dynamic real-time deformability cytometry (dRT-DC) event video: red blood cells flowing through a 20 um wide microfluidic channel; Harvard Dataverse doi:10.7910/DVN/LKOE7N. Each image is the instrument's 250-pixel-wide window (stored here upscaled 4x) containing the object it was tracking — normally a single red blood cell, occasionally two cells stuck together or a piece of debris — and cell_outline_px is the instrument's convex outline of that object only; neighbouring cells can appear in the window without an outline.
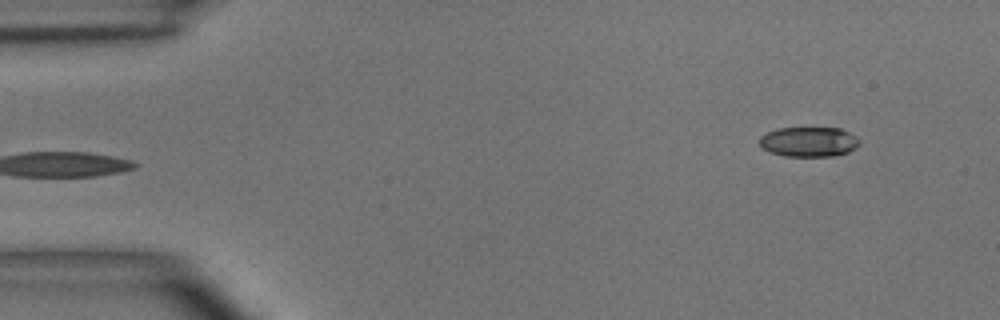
{"species": "common noctule bat (a hibernating species)", "species_latin": "Nyctalus noctula", "temperature_condition": "room temperature", "stored_images_in_passage": 4, "camera_frame_rate_fps": 3000, "um_per_image_px": 0.085, "animal": {"sex": "male", "body_mass_g": 15.6}, "frame": {"image": 1, "passage_image": 4, "time_ms": 4.333, "image_size_px": [1000, 320], "cell_outline_px": [[860, 144], [856, 148], [848, 152], [832, 156], [784, 156], [768, 152], [760, 144], [760, 136], [776, 128], [840, 128], [848, 132], [860, 140]], "centroid_in_image_um": [68.75, 12.05], "position_along_channel_um": 16.3, "area_um2": 17.4}}